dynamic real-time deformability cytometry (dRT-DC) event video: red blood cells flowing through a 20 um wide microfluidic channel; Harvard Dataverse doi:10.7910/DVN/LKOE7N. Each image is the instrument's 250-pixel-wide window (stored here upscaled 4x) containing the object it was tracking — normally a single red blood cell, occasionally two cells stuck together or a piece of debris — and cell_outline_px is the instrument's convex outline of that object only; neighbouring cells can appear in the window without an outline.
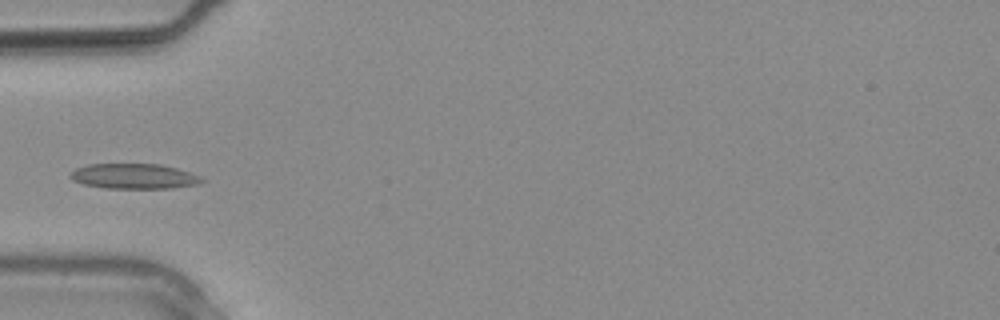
{"species": "common noctule bat (a hibernating species)", "species_latin": "Nyctalus noctula", "temperature_condition": "warm", "stored_images_in_passage": 2, "camera_frame_rate_fps": 3000, "um_per_image_px": 0.085, "animal": {"sex": "male", "body_mass_g": 20.4}, "frame": {"image": 1, "passage_image": 2, "time_ms": 0.333, "image_size_px": [1000, 320], "cell_outline_px": [[204, 180], [196, 184], [168, 188], [104, 188], [84, 184], [72, 180], [68, 176], [76, 168], [88, 164], [160, 164], [176, 168], [200, 176]], "centroid_in_image_um": [11.34, 14.98], "position_along_channel_um": 73.7, "area_um2": 19.07}}